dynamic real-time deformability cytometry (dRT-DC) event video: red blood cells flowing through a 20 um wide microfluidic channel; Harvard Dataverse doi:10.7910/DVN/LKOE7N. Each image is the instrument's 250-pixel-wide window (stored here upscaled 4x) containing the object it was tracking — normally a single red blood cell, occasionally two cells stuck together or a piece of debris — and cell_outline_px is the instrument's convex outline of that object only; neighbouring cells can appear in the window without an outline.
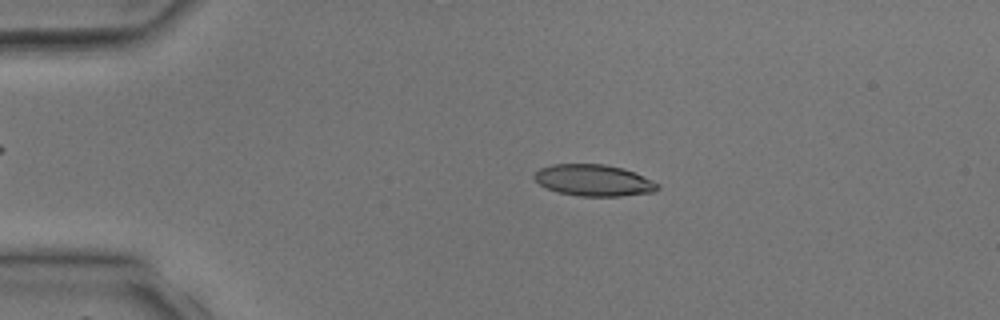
{"species": "common noctule bat (a hibernating species)", "species_latin": "Nyctalus noctula", "temperature_condition": "room temperature", "stored_images_in_passage": 3, "camera_frame_rate_fps": 3000, "um_per_image_px": 0.085, "animal": {"sex": "male", "body_mass_g": 17.9, "forearm_length_mm": 54.2}, "frame": {"image": 1, "passage_image": 2, "time_ms": 1.0, "image_size_px": [1000, 320], "cell_outline_px": [[660, 188], [652, 192], [620, 196], [580, 196], [560, 192], [548, 188], [540, 184], [532, 176], [540, 168], [552, 164], [604, 164], [624, 168], [636, 172], [660, 184]], "centroid_in_image_um": [50.5, 15.31], "position_along_channel_um": 34.5, "area_um2": 22.6}}